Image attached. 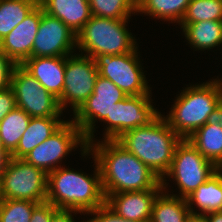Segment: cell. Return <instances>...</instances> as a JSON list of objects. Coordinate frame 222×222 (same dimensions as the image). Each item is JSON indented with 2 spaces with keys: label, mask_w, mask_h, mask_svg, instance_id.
<instances>
[{
  "label": "cell",
  "mask_w": 222,
  "mask_h": 222,
  "mask_svg": "<svg viewBox=\"0 0 222 222\" xmlns=\"http://www.w3.org/2000/svg\"><path fill=\"white\" fill-rule=\"evenodd\" d=\"M137 51L120 55L100 54L95 58L98 75L109 79L127 96L151 94Z\"/></svg>",
  "instance_id": "9"
},
{
  "label": "cell",
  "mask_w": 222,
  "mask_h": 222,
  "mask_svg": "<svg viewBox=\"0 0 222 222\" xmlns=\"http://www.w3.org/2000/svg\"><path fill=\"white\" fill-rule=\"evenodd\" d=\"M39 0L0 1V41L12 31L37 5Z\"/></svg>",
  "instance_id": "26"
},
{
  "label": "cell",
  "mask_w": 222,
  "mask_h": 222,
  "mask_svg": "<svg viewBox=\"0 0 222 222\" xmlns=\"http://www.w3.org/2000/svg\"><path fill=\"white\" fill-rule=\"evenodd\" d=\"M191 214L205 215L210 212L222 211V169H218L210 178L201 184L187 198ZM195 204L201 213L193 209Z\"/></svg>",
  "instance_id": "20"
},
{
  "label": "cell",
  "mask_w": 222,
  "mask_h": 222,
  "mask_svg": "<svg viewBox=\"0 0 222 222\" xmlns=\"http://www.w3.org/2000/svg\"><path fill=\"white\" fill-rule=\"evenodd\" d=\"M2 199L47 200V173L24 159L10 157L1 171Z\"/></svg>",
  "instance_id": "6"
},
{
  "label": "cell",
  "mask_w": 222,
  "mask_h": 222,
  "mask_svg": "<svg viewBox=\"0 0 222 222\" xmlns=\"http://www.w3.org/2000/svg\"><path fill=\"white\" fill-rule=\"evenodd\" d=\"M217 170L187 139H181L165 175L176 180L181 193L178 197L186 199Z\"/></svg>",
  "instance_id": "7"
},
{
  "label": "cell",
  "mask_w": 222,
  "mask_h": 222,
  "mask_svg": "<svg viewBox=\"0 0 222 222\" xmlns=\"http://www.w3.org/2000/svg\"><path fill=\"white\" fill-rule=\"evenodd\" d=\"M97 76L95 59L85 54L66 56L64 88L57 98L61 110L69 103L75 113L93 93Z\"/></svg>",
  "instance_id": "12"
},
{
  "label": "cell",
  "mask_w": 222,
  "mask_h": 222,
  "mask_svg": "<svg viewBox=\"0 0 222 222\" xmlns=\"http://www.w3.org/2000/svg\"><path fill=\"white\" fill-rule=\"evenodd\" d=\"M76 47V33L58 18L43 11L32 46V57H66ZM73 50V51H72Z\"/></svg>",
  "instance_id": "14"
},
{
  "label": "cell",
  "mask_w": 222,
  "mask_h": 222,
  "mask_svg": "<svg viewBox=\"0 0 222 222\" xmlns=\"http://www.w3.org/2000/svg\"><path fill=\"white\" fill-rule=\"evenodd\" d=\"M166 193L162 190L155 198L150 222H186L191 214L186 199Z\"/></svg>",
  "instance_id": "23"
},
{
  "label": "cell",
  "mask_w": 222,
  "mask_h": 222,
  "mask_svg": "<svg viewBox=\"0 0 222 222\" xmlns=\"http://www.w3.org/2000/svg\"><path fill=\"white\" fill-rule=\"evenodd\" d=\"M221 101L222 80L193 85L183 89L164 119L181 139H187L207 123Z\"/></svg>",
  "instance_id": "4"
},
{
  "label": "cell",
  "mask_w": 222,
  "mask_h": 222,
  "mask_svg": "<svg viewBox=\"0 0 222 222\" xmlns=\"http://www.w3.org/2000/svg\"><path fill=\"white\" fill-rule=\"evenodd\" d=\"M189 44L198 50H209L222 44V20H203L183 27Z\"/></svg>",
  "instance_id": "22"
},
{
  "label": "cell",
  "mask_w": 222,
  "mask_h": 222,
  "mask_svg": "<svg viewBox=\"0 0 222 222\" xmlns=\"http://www.w3.org/2000/svg\"><path fill=\"white\" fill-rule=\"evenodd\" d=\"M30 120L31 117L27 113L15 107L0 121V138L10 154L17 148Z\"/></svg>",
  "instance_id": "25"
},
{
  "label": "cell",
  "mask_w": 222,
  "mask_h": 222,
  "mask_svg": "<svg viewBox=\"0 0 222 222\" xmlns=\"http://www.w3.org/2000/svg\"><path fill=\"white\" fill-rule=\"evenodd\" d=\"M127 95L109 79L97 76L93 93L75 112L72 121L81 130L87 146L93 143L95 121L110 117L111 110L116 103L125 99Z\"/></svg>",
  "instance_id": "10"
},
{
  "label": "cell",
  "mask_w": 222,
  "mask_h": 222,
  "mask_svg": "<svg viewBox=\"0 0 222 222\" xmlns=\"http://www.w3.org/2000/svg\"><path fill=\"white\" fill-rule=\"evenodd\" d=\"M187 140L218 169H222V127L215 123L198 128Z\"/></svg>",
  "instance_id": "21"
},
{
  "label": "cell",
  "mask_w": 222,
  "mask_h": 222,
  "mask_svg": "<svg viewBox=\"0 0 222 222\" xmlns=\"http://www.w3.org/2000/svg\"><path fill=\"white\" fill-rule=\"evenodd\" d=\"M163 190L161 182L154 189L110 194L105 204L119 217L139 222H150L152 206Z\"/></svg>",
  "instance_id": "15"
},
{
  "label": "cell",
  "mask_w": 222,
  "mask_h": 222,
  "mask_svg": "<svg viewBox=\"0 0 222 222\" xmlns=\"http://www.w3.org/2000/svg\"><path fill=\"white\" fill-rule=\"evenodd\" d=\"M17 64L0 50V91L10 87L14 68Z\"/></svg>",
  "instance_id": "30"
},
{
  "label": "cell",
  "mask_w": 222,
  "mask_h": 222,
  "mask_svg": "<svg viewBox=\"0 0 222 222\" xmlns=\"http://www.w3.org/2000/svg\"><path fill=\"white\" fill-rule=\"evenodd\" d=\"M100 173L105 198L114 193L154 189L161 179L116 140L90 143Z\"/></svg>",
  "instance_id": "1"
},
{
  "label": "cell",
  "mask_w": 222,
  "mask_h": 222,
  "mask_svg": "<svg viewBox=\"0 0 222 222\" xmlns=\"http://www.w3.org/2000/svg\"><path fill=\"white\" fill-rule=\"evenodd\" d=\"M21 66L56 98L62 94L66 57H29Z\"/></svg>",
  "instance_id": "17"
},
{
  "label": "cell",
  "mask_w": 222,
  "mask_h": 222,
  "mask_svg": "<svg viewBox=\"0 0 222 222\" xmlns=\"http://www.w3.org/2000/svg\"><path fill=\"white\" fill-rule=\"evenodd\" d=\"M116 141L161 179L165 192L168 186L165 174L170 168L175 148L181 138L170 128L164 116L160 114L149 125L123 133Z\"/></svg>",
  "instance_id": "2"
},
{
  "label": "cell",
  "mask_w": 222,
  "mask_h": 222,
  "mask_svg": "<svg viewBox=\"0 0 222 222\" xmlns=\"http://www.w3.org/2000/svg\"><path fill=\"white\" fill-rule=\"evenodd\" d=\"M186 222H209L205 215L190 214Z\"/></svg>",
  "instance_id": "38"
},
{
  "label": "cell",
  "mask_w": 222,
  "mask_h": 222,
  "mask_svg": "<svg viewBox=\"0 0 222 222\" xmlns=\"http://www.w3.org/2000/svg\"><path fill=\"white\" fill-rule=\"evenodd\" d=\"M209 222H222V211L205 214Z\"/></svg>",
  "instance_id": "36"
},
{
  "label": "cell",
  "mask_w": 222,
  "mask_h": 222,
  "mask_svg": "<svg viewBox=\"0 0 222 222\" xmlns=\"http://www.w3.org/2000/svg\"><path fill=\"white\" fill-rule=\"evenodd\" d=\"M82 155H89L86 139L72 120L66 121L53 135L32 149L23 159L45 173H50L60 166V161L78 147Z\"/></svg>",
  "instance_id": "8"
},
{
  "label": "cell",
  "mask_w": 222,
  "mask_h": 222,
  "mask_svg": "<svg viewBox=\"0 0 222 222\" xmlns=\"http://www.w3.org/2000/svg\"><path fill=\"white\" fill-rule=\"evenodd\" d=\"M91 14L100 18L129 19L136 0H89Z\"/></svg>",
  "instance_id": "28"
},
{
  "label": "cell",
  "mask_w": 222,
  "mask_h": 222,
  "mask_svg": "<svg viewBox=\"0 0 222 222\" xmlns=\"http://www.w3.org/2000/svg\"><path fill=\"white\" fill-rule=\"evenodd\" d=\"M10 157L11 154L7 150H0V171L4 169L5 163Z\"/></svg>",
  "instance_id": "37"
},
{
  "label": "cell",
  "mask_w": 222,
  "mask_h": 222,
  "mask_svg": "<svg viewBox=\"0 0 222 222\" xmlns=\"http://www.w3.org/2000/svg\"><path fill=\"white\" fill-rule=\"evenodd\" d=\"M66 121L60 117H31L11 157L23 159L32 149L53 135Z\"/></svg>",
  "instance_id": "19"
},
{
  "label": "cell",
  "mask_w": 222,
  "mask_h": 222,
  "mask_svg": "<svg viewBox=\"0 0 222 222\" xmlns=\"http://www.w3.org/2000/svg\"><path fill=\"white\" fill-rule=\"evenodd\" d=\"M0 150H6L1 138H0Z\"/></svg>",
  "instance_id": "39"
},
{
  "label": "cell",
  "mask_w": 222,
  "mask_h": 222,
  "mask_svg": "<svg viewBox=\"0 0 222 222\" xmlns=\"http://www.w3.org/2000/svg\"><path fill=\"white\" fill-rule=\"evenodd\" d=\"M218 123L222 127V101L217 105L214 111L209 115L206 124L215 125Z\"/></svg>",
  "instance_id": "35"
},
{
  "label": "cell",
  "mask_w": 222,
  "mask_h": 222,
  "mask_svg": "<svg viewBox=\"0 0 222 222\" xmlns=\"http://www.w3.org/2000/svg\"><path fill=\"white\" fill-rule=\"evenodd\" d=\"M151 95L127 96L116 103L103 121L105 129L104 140H116L123 133L141 126H147L160 114L151 104Z\"/></svg>",
  "instance_id": "13"
},
{
  "label": "cell",
  "mask_w": 222,
  "mask_h": 222,
  "mask_svg": "<svg viewBox=\"0 0 222 222\" xmlns=\"http://www.w3.org/2000/svg\"><path fill=\"white\" fill-rule=\"evenodd\" d=\"M190 2L191 0H136V13L180 24Z\"/></svg>",
  "instance_id": "24"
},
{
  "label": "cell",
  "mask_w": 222,
  "mask_h": 222,
  "mask_svg": "<svg viewBox=\"0 0 222 222\" xmlns=\"http://www.w3.org/2000/svg\"><path fill=\"white\" fill-rule=\"evenodd\" d=\"M95 161L94 176L60 167L47 174V200L58 209L88 214L105 204L101 173ZM85 212V213H84Z\"/></svg>",
  "instance_id": "3"
},
{
  "label": "cell",
  "mask_w": 222,
  "mask_h": 222,
  "mask_svg": "<svg viewBox=\"0 0 222 222\" xmlns=\"http://www.w3.org/2000/svg\"><path fill=\"white\" fill-rule=\"evenodd\" d=\"M222 20V0H191L180 22L181 30L189 23Z\"/></svg>",
  "instance_id": "27"
},
{
  "label": "cell",
  "mask_w": 222,
  "mask_h": 222,
  "mask_svg": "<svg viewBox=\"0 0 222 222\" xmlns=\"http://www.w3.org/2000/svg\"><path fill=\"white\" fill-rule=\"evenodd\" d=\"M57 210L58 208L48 201L38 203L34 207L30 222H50Z\"/></svg>",
  "instance_id": "32"
},
{
  "label": "cell",
  "mask_w": 222,
  "mask_h": 222,
  "mask_svg": "<svg viewBox=\"0 0 222 222\" xmlns=\"http://www.w3.org/2000/svg\"><path fill=\"white\" fill-rule=\"evenodd\" d=\"M88 213L91 214V216L93 214L94 217L84 222H139V221H132L129 219H123L119 217L106 204Z\"/></svg>",
  "instance_id": "31"
},
{
  "label": "cell",
  "mask_w": 222,
  "mask_h": 222,
  "mask_svg": "<svg viewBox=\"0 0 222 222\" xmlns=\"http://www.w3.org/2000/svg\"><path fill=\"white\" fill-rule=\"evenodd\" d=\"M40 19L41 5L38 4L23 21L0 41V50L17 65H21L27 58L32 57V46L40 25Z\"/></svg>",
  "instance_id": "16"
},
{
  "label": "cell",
  "mask_w": 222,
  "mask_h": 222,
  "mask_svg": "<svg viewBox=\"0 0 222 222\" xmlns=\"http://www.w3.org/2000/svg\"><path fill=\"white\" fill-rule=\"evenodd\" d=\"M37 204L29 200L2 199L0 201V222H30Z\"/></svg>",
  "instance_id": "29"
},
{
  "label": "cell",
  "mask_w": 222,
  "mask_h": 222,
  "mask_svg": "<svg viewBox=\"0 0 222 222\" xmlns=\"http://www.w3.org/2000/svg\"><path fill=\"white\" fill-rule=\"evenodd\" d=\"M39 4L76 34L92 16L89 0H39Z\"/></svg>",
  "instance_id": "18"
},
{
  "label": "cell",
  "mask_w": 222,
  "mask_h": 222,
  "mask_svg": "<svg viewBox=\"0 0 222 222\" xmlns=\"http://www.w3.org/2000/svg\"><path fill=\"white\" fill-rule=\"evenodd\" d=\"M80 213L74 210L58 209L52 216L50 222H75L72 213Z\"/></svg>",
  "instance_id": "34"
},
{
  "label": "cell",
  "mask_w": 222,
  "mask_h": 222,
  "mask_svg": "<svg viewBox=\"0 0 222 222\" xmlns=\"http://www.w3.org/2000/svg\"><path fill=\"white\" fill-rule=\"evenodd\" d=\"M16 107V99L11 87L0 91V121Z\"/></svg>",
  "instance_id": "33"
},
{
  "label": "cell",
  "mask_w": 222,
  "mask_h": 222,
  "mask_svg": "<svg viewBox=\"0 0 222 222\" xmlns=\"http://www.w3.org/2000/svg\"><path fill=\"white\" fill-rule=\"evenodd\" d=\"M128 20L92 15L76 34V48L93 59L100 54L120 55L135 51L138 47L126 28Z\"/></svg>",
  "instance_id": "5"
},
{
  "label": "cell",
  "mask_w": 222,
  "mask_h": 222,
  "mask_svg": "<svg viewBox=\"0 0 222 222\" xmlns=\"http://www.w3.org/2000/svg\"><path fill=\"white\" fill-rule=\"evenodd\" d=\"M2 200V193H1V171H0V201Z\"/></svg>",
  "instance_id": "40"
},
{
  "label": "cell",
  "mask_w": 222,
  "mask_h": 222,
  "mask_svg": "<svg viewBox=\"0 0 222 222\" xmlns=\"http://www.w3.org/2000/svg\"><path fill=\"white\" fill-rule=\"evenodd\" d=\"M16 107L21 108L30 117H59L62 110L58 99L45 90L36 78L21 65H17L12 73L11 84Z\"/></svg>",
  "instance_id": "11"
}]
</instances>
